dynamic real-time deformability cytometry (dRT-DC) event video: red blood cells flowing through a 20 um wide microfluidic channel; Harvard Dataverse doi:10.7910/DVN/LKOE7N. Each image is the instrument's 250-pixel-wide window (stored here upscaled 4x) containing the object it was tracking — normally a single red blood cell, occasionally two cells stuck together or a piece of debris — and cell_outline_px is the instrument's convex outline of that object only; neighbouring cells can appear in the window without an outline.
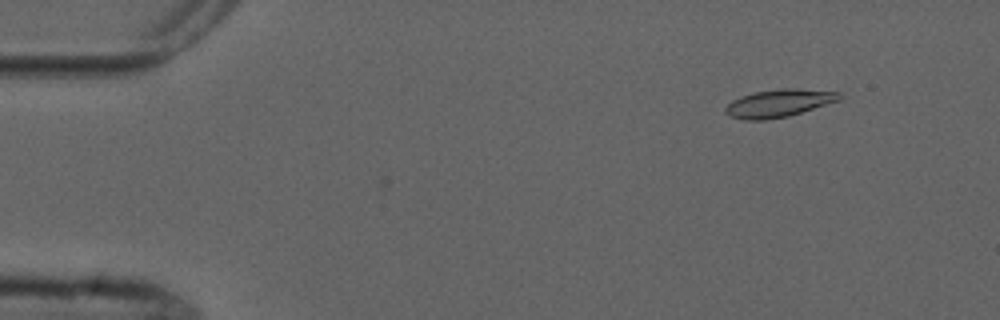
{"species": "common noctule bat (a hibernating species)", "species_latin": "Nyctalus noctula", "temperature_condition": "cold", "stored_images_in_passage": 3, "camera_frame_rate_fps": 3000, "um_per_image_px": 0.085, "animal": {"sex": "male", "forearm_length_mm": 52.5}, "frame": {"image": 1, "passage_image": 1, "time_ms": 0.0, "image_size_px": [1000, 320], "cell_outline_px": [[844, 96], [840, 100], [788, 116], [764, 120], [744, 120], [732, 116], [724, 112], [724, 108], [732, 100], [740, 96], [752, 92], [780, 88], [796, 88], [840, 92]], "centroid_in_image_um": [66.2, 8.75], "position_along_channel_um": 18.8, "area_um2": 18.5}}